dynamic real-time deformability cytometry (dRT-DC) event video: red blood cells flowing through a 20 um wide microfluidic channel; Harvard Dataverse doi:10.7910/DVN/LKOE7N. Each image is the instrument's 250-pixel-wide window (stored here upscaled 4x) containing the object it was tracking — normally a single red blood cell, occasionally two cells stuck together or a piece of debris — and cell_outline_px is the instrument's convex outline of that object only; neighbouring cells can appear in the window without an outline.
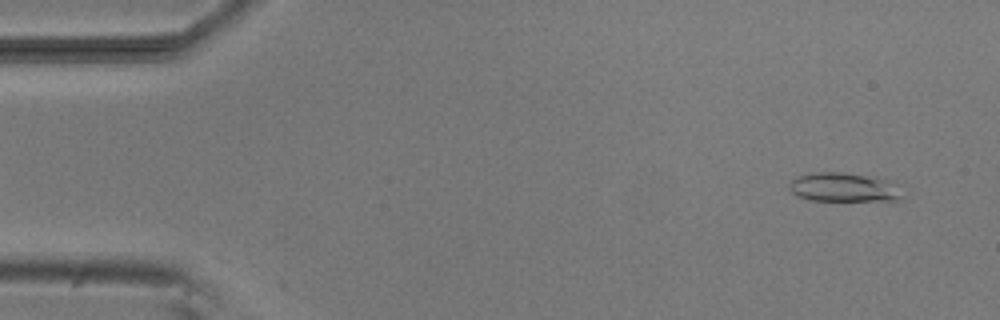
{"species": "common noctule bat (a hibernating species)", "species_latin": "Nyctalus noctula", "temperature_condition": "room temperature", "stored_images_in_passage": 53, "camera_frame_rate_fps": 3000, "um_per_image_px": 0.085, "animal": {"sex": "male", "body_mass_g": 20.5, "forearm_length_mm": 52.5}, "frame": {"image": 1, "passage_image": 4, "time_ms": 1.0, "image_size_px": [1000, 320], "cell_outline_px": [[904, 200], [808, 200], [796, 196], [788, 188], [788, 184], [796, 176], [812, 172], [840, 172], [892, 180], [904, 196]], "centroid_in_image_um": [71.7, 15.92], "position_along_channel_um": 13.3, "area_um2": 19.25}}
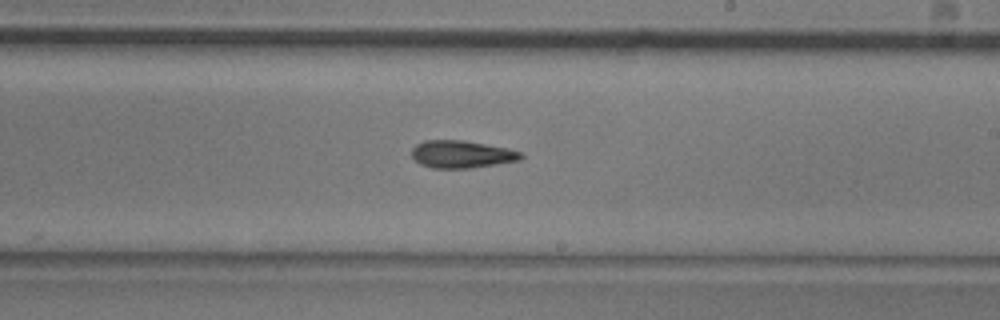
{"frame": {"image": 2, "passage_image": 31, "time_ms": 10.0, "image_size_px": [1000, 320], "cell_outline_px": [[524, 156], [520, 160], [496, 164], [468, 168], [432, 168], [420, 164], [412, 156], [412, 148], [416, 144], [424, 140], [464, 140], [508, 148], [524, 152]], "centroid_in_image_um": [39.26, 13.1], "position_along_channel_um": 249.7, "area_um2": 17.57}}
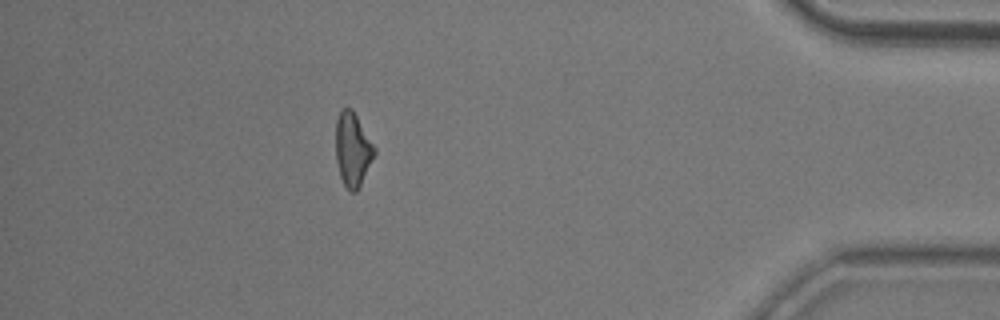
{"frame": {"image": 3, "passage_image": 47, "time_ms": 15.333, "image_size_px": [1000, 320], "cell_outline_px": [[376, 152], [356, 192], [352, 192], [344, 184], [340, 176], [336, 160], [336, 120], [340, 108], [352, 108], [376, 148]], "centroid_in_image_um": [29.96, 12.65], "position_along_channel_um": 405.2, "area_um2": 16.47}, "authors_computed_cell_mechanics": {"area_um2": 17.2244, "velocity_mm_per_s": 3.823, "shape_relaxation_time_tau1_ms": null, "shape_relaxation_time_tau2_ms": 7.0991, "deformation_change_tau1": null, "deformation_change_tau2": 0.1826}}